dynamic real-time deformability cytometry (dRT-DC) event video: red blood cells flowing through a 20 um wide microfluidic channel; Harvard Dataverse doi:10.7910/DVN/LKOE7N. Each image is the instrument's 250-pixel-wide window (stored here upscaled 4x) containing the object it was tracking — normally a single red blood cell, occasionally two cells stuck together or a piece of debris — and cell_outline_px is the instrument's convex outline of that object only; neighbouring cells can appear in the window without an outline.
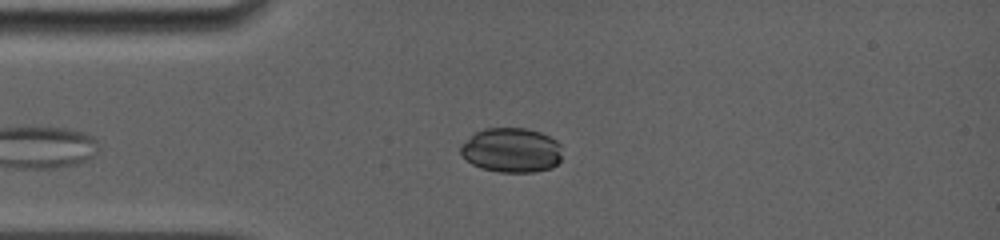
{"species": "common noctule bat (a hibernating species)", "species_latin": "Nyctalus noctula", "temperature_condition": "room temperature", "stored_images_in_passage": 71, "camera_frame_rate_fps": 5000, "um_per_image_px": 0.085, "animal": {"sex": "female", "body_mass_g": 19.0, "forearm_length_mm": 56.7}, "frame": {"image": 1, "passage_image": 18, "time_ms": 3.4, "image_size_px": [1000, 240], "cell_outline_px": [[560, 160], [552, 168], [536, 172], [500, 172], [484, 168], [472, 164], [460, 152], [460, 144], [476, 132], [484, 128], [524, 128], [540, 132], [556, 140], [560, 144]], "centroid_in_image_um": [43.47, 12.76], "position_along_channel_um": 41.5, "area_um2": 26.3}}
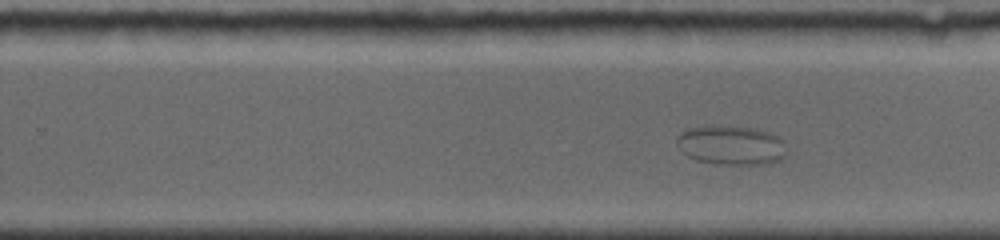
{"frame": {"image": 2, "passage_image": 45, "time_ms": 8.8, "image_size_px": [1000, 240], "cell_outline_px": [[784, 156], [780, 160], [772, 164], [716, 164], [696, 160], [688, 156], [684, 152], [676, 140], [676, 136], [680, 132], [688, 128], [708, 124], [752, 128], [768, 132], [776, 136], [780, 140]], "centroid_in_image_um": [62.07, 12.33], "position_along_channel_um": 267.7, "area_um2": 25.03}}
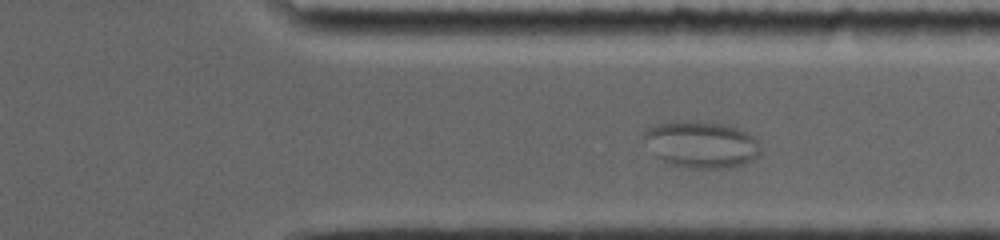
{"frame": {"image": 3, "passage_image": 57, "time_ms": 11.2, "image_size_px": [1000, 240], "cell_outline_px": [[760, 152], [748, 164], [732, 168], [684, 168], [668, 164], [660, 156], [644, 136], [644, 132], [648, 128], [656, 124], [680, 120], [696, 120], [720, 124], [736, 128], [752, 136], [756, 140], [760, 148]], "centroid_in_image_um": [59.67, 12.29], "position_along_channel_um": 351.7, "area_um2": 31.27}}